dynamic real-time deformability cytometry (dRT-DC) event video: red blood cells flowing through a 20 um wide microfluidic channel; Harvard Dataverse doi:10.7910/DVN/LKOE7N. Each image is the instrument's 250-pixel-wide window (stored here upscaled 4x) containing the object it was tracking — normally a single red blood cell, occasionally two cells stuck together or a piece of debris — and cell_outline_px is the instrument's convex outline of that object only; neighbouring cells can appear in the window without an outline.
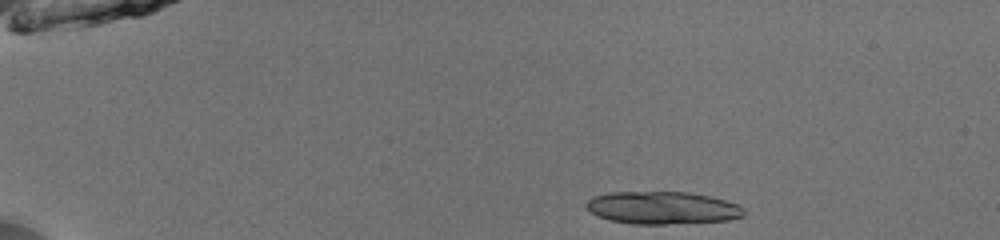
{"species": "common noctule bat (a hibernating species)", "species_latin": "Nyctalus noctula", "temperature_condition": "room temperature", "stored_images_in_passage": 23, "camera_frame_rate_fps": 3000, "um_per_image_px": 0.085, "animal": {"sex": "male", "body_mass_g": 13.0, "forearm_length_mm": 53.1}, "frame": {"image": 1, "passage_image": 1, "time_ms": 0.0, "image_size_px": [1000, 240], "cell_outline_px": [[744, 216], [728, 220], [668, 224], [632, 224], [608, 220], [584, 208], [584, 204], [592, 196], [608, 192], [688, 192], [712, 196], [736, 204], [744, 208]], "centroid_in_image_um": [56.27, 17.66], "position_along_channel_um": 28.7, "area_um2": 30.11}}
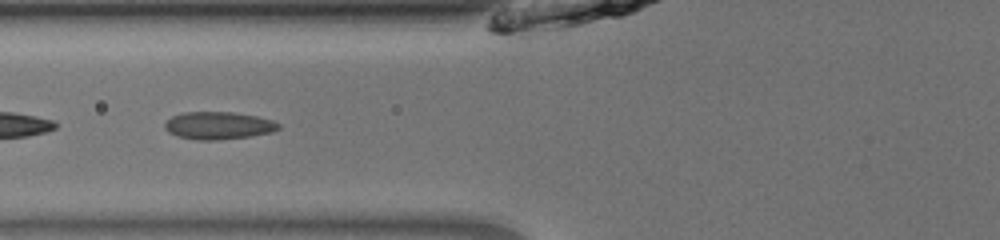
{"frame": {"image": 2, "passage_image": 14, "time_ms": 4.333, "image_size_px": [1000, 240], "cell_outline_px": [[280, 128], [272, 132], [248, 136], [216, 140], [196, 140], [180, 136], [168, 132], [164, 128], [164, 124], [172, 116], [184, 112], [232, 112], [256, 116], [272, 120], [280, 124]], "centroid_in_image_um": [18.56, 10.66], "position_along_channel_um": 107.2, "area_um2": 18.09}}
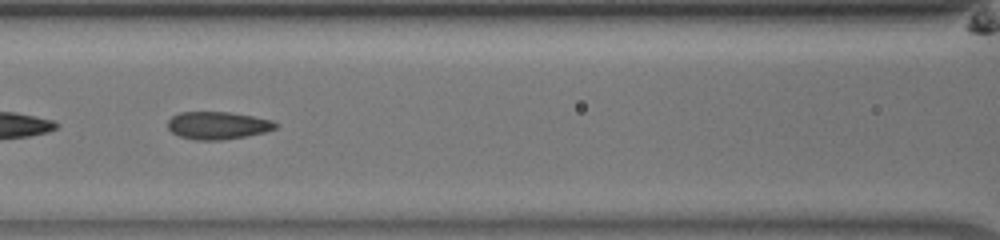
{"frame": {"image": 3, "passage_image": 17, "time_ms": 5.333, "image_size_px": [1000, 240], "cell_outline_px": [[280, 124], [276, 128], [264, 132], [224, 140], [196, 140], [180, 136], [172, 132], [168, 128], [168, 120], [172, 116], [180, 112], [228, 112], [252, 116], [272, 120]], "centroid_in_image_um": [18.51, 10.66], "position_along_channel_um": 148.1, "area_um2": 17.28}}